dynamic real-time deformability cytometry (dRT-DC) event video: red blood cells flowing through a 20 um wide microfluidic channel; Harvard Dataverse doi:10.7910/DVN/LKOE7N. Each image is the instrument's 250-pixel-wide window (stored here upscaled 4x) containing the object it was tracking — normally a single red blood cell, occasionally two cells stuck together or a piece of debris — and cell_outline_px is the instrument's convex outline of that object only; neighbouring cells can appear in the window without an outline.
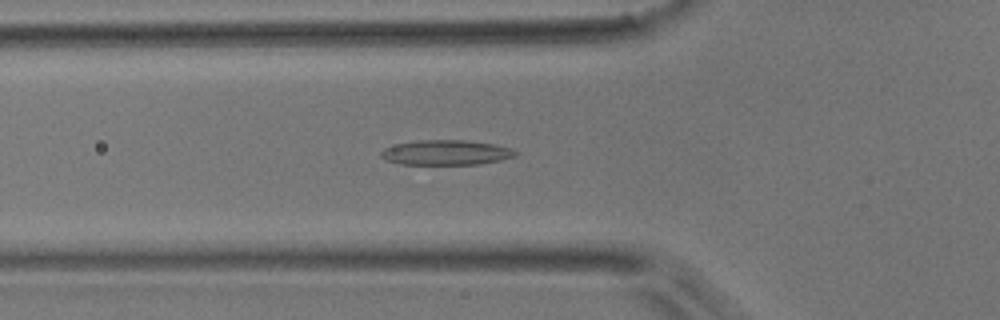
{"species": "common noctule bat (a hibernating species)", "species_latin": "Nyctalus noctula", "temperature_condition": "room temperature", "stored_images_in_passage": 51, "camera_frame_rate_fps": 3000, "um_per_image_px": 0.085, "animal": {"sex": "male", "body_mass_g": 17.9}, "frame": {"image": 1, "passage_image": 17, "time_ms": 5.333, "image_size_px": [1000, 320], "cell_outline_px": [[520, 152], [516, 156], [500, 160], [480, 164], [400, 164], [388, 160], [380, 156], [380, 152], [384, 148], [396, 144], [416, 140], [464, 140], [492, 144], [512, 148]], "centroid_in_image_um": [37.93, 12.96], "position_along_channel_um": 87.9, "area_um2": 19.54}}
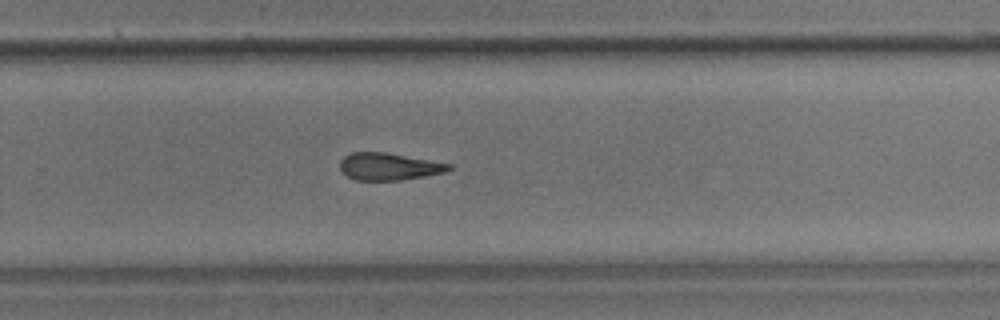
{"frame": {"image": 2, "passage_image": 33, "time_ms": 10.667, "image_size_px": [1000, 320], "cell_outline_px": [[452, 168], [444, 172], [424, 176], [400, 180], [356, 180], [348, 176], [340, 168], [340, 160], [344, 156], [352, 152], [384, 152], [452, 164]], "centroid_in_image_um": [33.04, 14.15], "position_along_channel_um": 296.8, "area_um2": 17.05}}
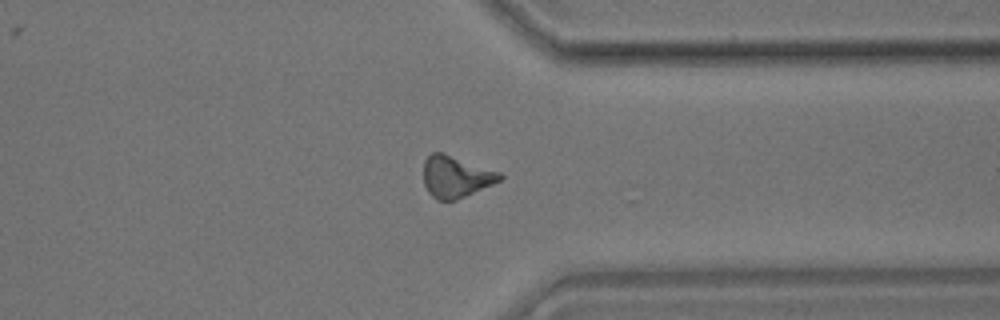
{"frame": {"image": 3, "passage_image": 39, "time_ms": 12.667, "image_size_px": [1000, 320], "cell_outline_px": [[504, 176], [500, 180], [492, 184], [456, 200], [436, 200], [428, 192], [424, 184], [424, 160], [432, 152], [444, 152], [500, 172]], "centroid_in_image_um": [38.72, 15.0], "position_along_channel_um": 372.7, "area_um2": 18.5}, "authors_computed_cell_mechanics": {"area_um2": 18.3226, "velocity_mm_per_s": 3.9146, "shape_relaxation_time_tau1_ms": null, "shape_relaxation_time_tau2_ms": 8.363, "deformation_change_tau1": null, "deformation_change_tau2": 0.2338}}